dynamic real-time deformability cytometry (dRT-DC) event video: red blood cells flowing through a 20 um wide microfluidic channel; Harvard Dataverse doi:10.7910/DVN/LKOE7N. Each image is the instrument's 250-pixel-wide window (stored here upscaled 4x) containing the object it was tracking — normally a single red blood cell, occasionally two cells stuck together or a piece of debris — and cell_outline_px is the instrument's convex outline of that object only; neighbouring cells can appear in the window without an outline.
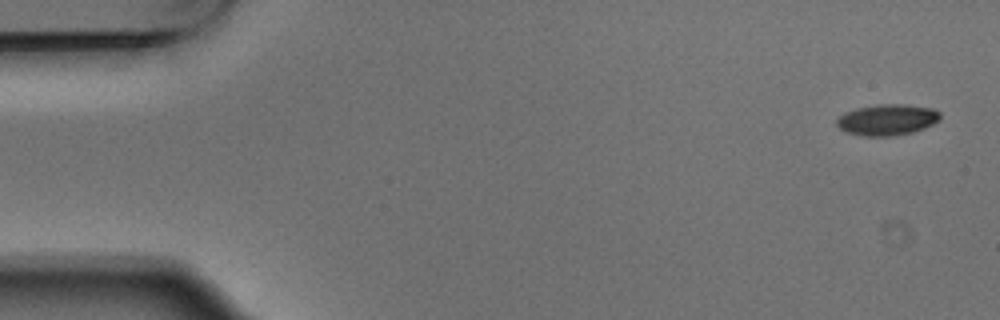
{"species": "Egyptian fruit bat (a non-hibernating species)", "species_latin": "Rousettus aegyptiacus", "temperature_condition": "warm", "stored_images_in_passage": 5, "camera_frame_rate_fps": 3000, "um_per_image_px": 0.085, "animal": {"sex": "male"}, "frame": {"image": 1, "passage_image": 1, "time_ms": 0.0, "image_size_px": [1000, 320], "cell_outline_px": [[940, 120], [924, 128], [912, 132], [892, 136], [864, 136], [848, 132], [840, 128], [836, 124], [836, 120], [844, 112], [856, 108], [880, 104], [904, 104], [932, 108], [940, 112]], "centroid_in_image_um": [75.42, 10.17], "position_along_channel_um": 9.6, "area_um2": 18.67}}